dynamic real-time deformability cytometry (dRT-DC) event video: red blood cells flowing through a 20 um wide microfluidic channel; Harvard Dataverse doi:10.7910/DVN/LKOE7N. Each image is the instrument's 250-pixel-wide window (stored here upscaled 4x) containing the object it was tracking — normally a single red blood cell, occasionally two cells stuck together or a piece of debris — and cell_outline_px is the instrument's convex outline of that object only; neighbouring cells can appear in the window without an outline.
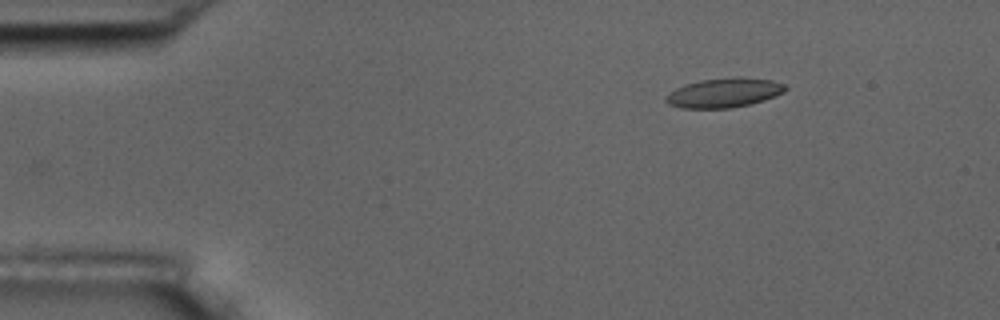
{"species": "common noctule bat (a hibernating species)", "species_latin": "Nyctalus noctula", "temperature_condition": "room temperature", "stored_images_in_passage": 5, "camera_frame_rate_fps": 3000, "um_per_image_px": 0.085, "animal": {"sex": "male", "body_mass_g": 17.5, "forearm_length_mm": 52.3}, "frame": {"image": 1, "passage_image": 2, "time_ms": 2.333, "image_size_px": [1000, 320], "cell_outline_px": [[788, 88], [784, 92], [776, 96], [764, 100], [748, 104], [728, 108], [684, 108], [668, 104], [664, 100], [664, 96], [676, 88], [684, 84], [700, 80], [736, 76], [740, 76], [772, 80], [784, 84]], "centroid_in_image_um": [61.54, 7.87], "position_along_channel_um": 23.5, "area_um2": 20.63}}
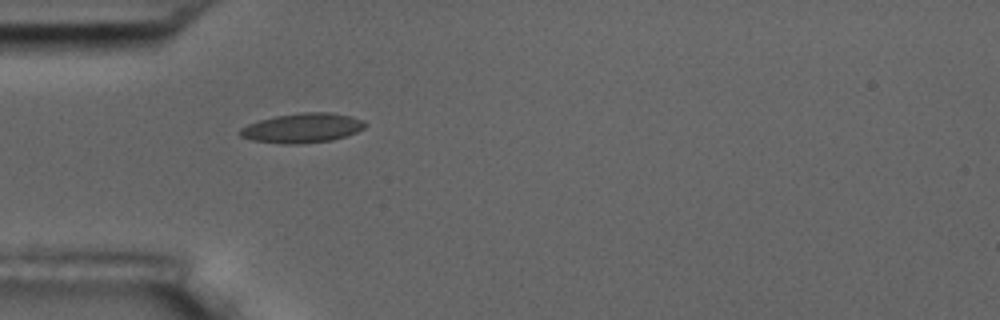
{"frame": {"image": 2, "passage_image": 5, "time_ms": 5.333, "image_size_px": [1000, 320], "cell_outline_px": [[368, 124], [364, 128], [356, 132], [332, 140], [300, 144], [284, 144], [252, 140], [240, 136], [236, 132], [240, 128], [248, 124], [260, 120], [276, 116], [300, 112], [328, 112], [352, 116], [364, 120]], "centroid_in_image_um": [25.69, 10.88], "position_along_channel_um": 59.3, "area_um2": 21.68}}